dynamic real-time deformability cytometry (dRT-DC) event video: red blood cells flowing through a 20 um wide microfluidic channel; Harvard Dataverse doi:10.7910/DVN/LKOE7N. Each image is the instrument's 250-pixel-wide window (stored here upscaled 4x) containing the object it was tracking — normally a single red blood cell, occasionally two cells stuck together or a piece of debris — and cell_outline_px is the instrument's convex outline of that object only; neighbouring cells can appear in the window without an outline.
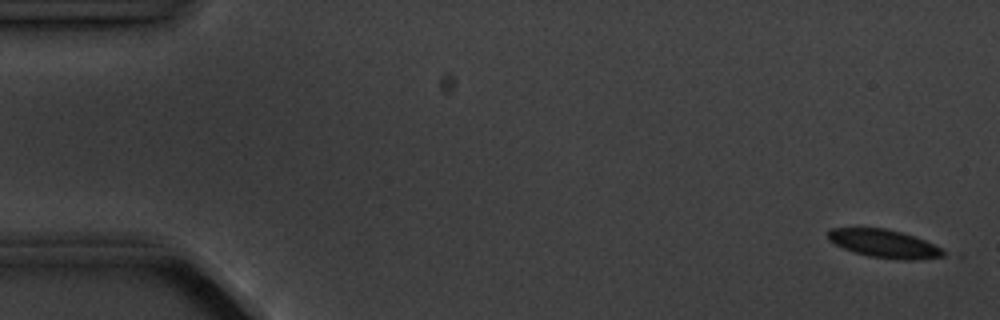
{"species": "common noctule bat (a hibernating species)", "species_latin": "Nyctalus noctula", "temperature_condition": "cold", "stored_images_in_passage": 4, "camera_frame_rate_fps": 3000, "um_per_image_px": 0.085, "animal": {"sex": "male", "body_mass_g": 20.1, "forearm_length_mm": 53.5}, "frame": {"image": 1, "passage_image": 1, "time_ms": 0.0, "image_size_px": [1000, 320], "cell_outline_px": [[964, 256], [960, 260], [900, 260], [868, 256], [844, 248], [828, 240], [828, 232], [832, 228], [884, 228], [900, 232], [960, 252]], "centroid_in_image_um": [75.66, 20.8], "position_along_channel_um": 9.3, "area_um2": 20.58}}